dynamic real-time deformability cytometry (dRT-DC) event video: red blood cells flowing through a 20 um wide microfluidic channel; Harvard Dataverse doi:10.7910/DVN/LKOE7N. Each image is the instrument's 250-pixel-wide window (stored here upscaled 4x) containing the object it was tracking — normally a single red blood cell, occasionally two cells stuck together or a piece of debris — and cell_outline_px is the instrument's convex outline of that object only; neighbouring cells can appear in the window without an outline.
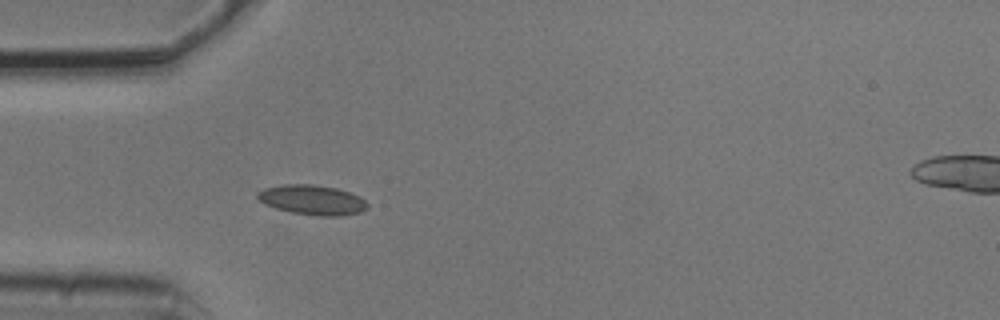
{"species": "common noctule bat (a hibernating species)", "species_latin": "Nyctalus noctula", "temperature_condition": "cold", "stored_images_in_passage": 4, "camera_frame_rate_fps": 3000, "um_per_image_px": 0.085, "animal": {"sex": "male", "body_mass_g": 20.5, "forearm_length_mm": 52.5}, "frame": {"image": 1, "passage_image": 4, "time_ms": 1.0, "image_size_px": [1000, 320], "cell_outline_px": [[368, 208], [360, 212], [340, 216], [320, 216], [292, 212], [276, 208], [264, 204], [256, 196], [256, 192], [264, 188], [280, 184], [312, 184], [336, 188], [348, 192], [364, 200], [368, 204]], "centroid_in_image_um": [26.5, 16.98], "position_along_channel_um": 58.5, "area_um2": 19.02}}